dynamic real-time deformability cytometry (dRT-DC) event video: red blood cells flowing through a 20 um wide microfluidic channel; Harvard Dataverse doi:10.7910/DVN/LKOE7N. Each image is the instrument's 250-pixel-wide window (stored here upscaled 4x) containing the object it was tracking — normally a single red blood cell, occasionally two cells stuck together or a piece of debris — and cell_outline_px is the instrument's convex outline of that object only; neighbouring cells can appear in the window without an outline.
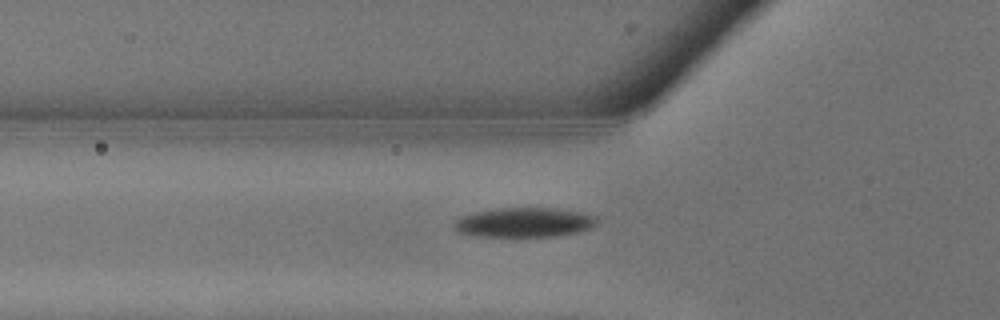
{"species": "common noctule bat (a hibernating species)", "species_latin": "Nyctalus noctula", "temperature_condition": "warm", "stored_images_in_passage": 11, "camera_frame_rate_fps": 3000, "um_per_image_px": 0.085, "animal": {"sex": "male", "body_mass_g": 13.3}, "frame": {"image": 1, "passage_image": 4, "time_ms": 1.0, "image_size_px": [1000, 320], "cell_outline_px": [[596, 224], [588, 228], [576, 232], [556, 236], [480, 236], [460, 232], [452, 224], [456, 220], [464, 216], [476, 212], [500, 208], [552, 208], [576, 212], [596, 216]], "centroid_in_image_um": [44.55, 18.9], "position_along_channel_um": 81.2, "area_um2": 23.93}}
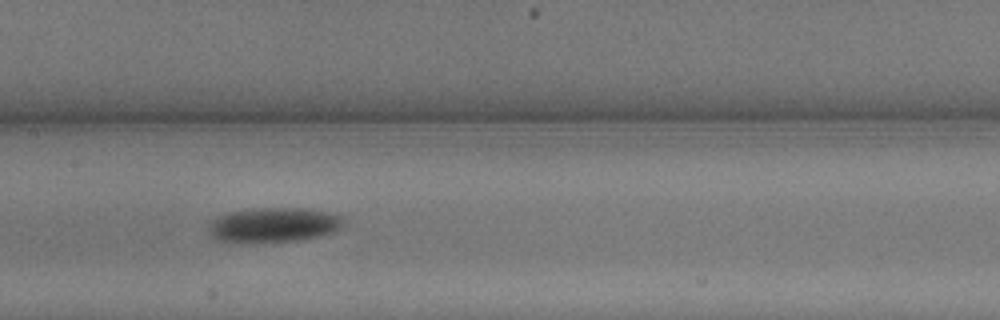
{"frame": {"image": 2, "passage_image": 8, "time_ms": 2.333, "image_size_px": [1000, 320], "cell_outline_px": [[344, 220], [340, 228], [332, 232], [320, 236], [296, 240], [216, 240], [208, 232], [208, 228], [212, 220], [228, 212], [252, 208], [300, 208], [324, 212], [344, 216]], "centroid_in_image_um": [23.28, 19.08], "position_along_channel_um": 184.1, "area_um2": 26.36}}
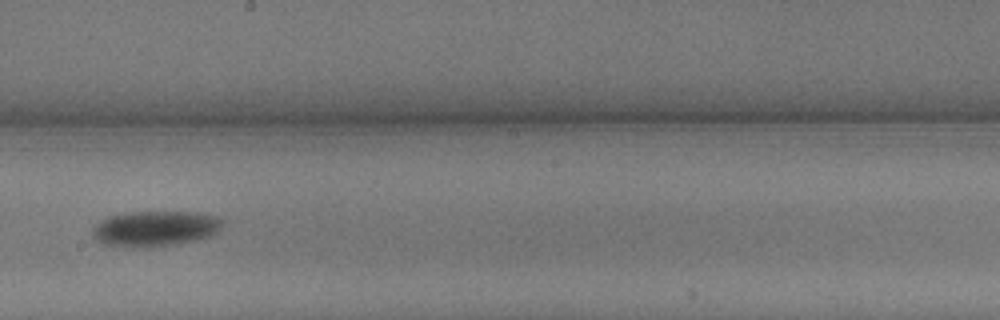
{"frame": {"image": 3, "passage_image": 10, "time_ms": 3.0, "image_size_px": [1000, 320], "cell_outline_px": [[224, 224], [212, 236], [196, 240], [172, 244], [132, 248], [100, 244], [92, 236], [92, 228], [100, 220], [108, 216], [128, 212], [196, 212], [216, 216], [224, 220]], "centroid_in_image_um": [13.15, 19.43], "position_along_channel_um": 235.0, "area_um2": 27.11}}